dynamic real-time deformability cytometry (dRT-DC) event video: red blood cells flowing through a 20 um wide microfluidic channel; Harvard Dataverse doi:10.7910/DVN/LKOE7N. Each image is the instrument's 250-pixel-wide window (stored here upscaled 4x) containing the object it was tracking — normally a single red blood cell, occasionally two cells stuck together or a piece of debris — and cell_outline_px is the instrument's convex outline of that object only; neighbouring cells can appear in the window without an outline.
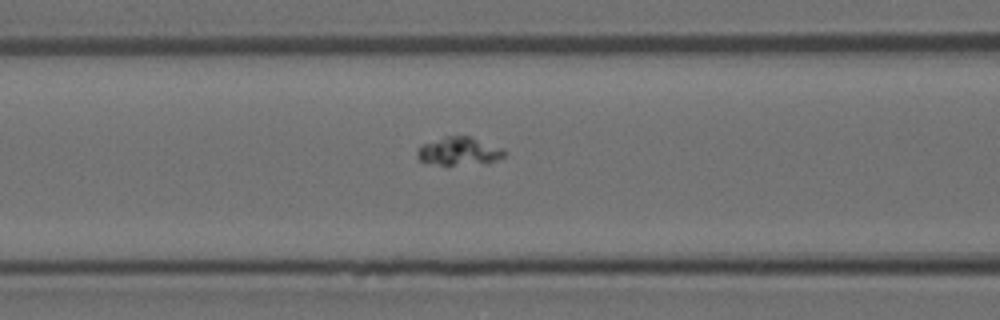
{"species": "Egyptian fruit bat (a non-hibernating species)", "species_latin": "Rousettus aegyptiacus", "temperature_condition": "room temperature", "stored_images_in_passage": 8, "segment_of_instrument_passage": [1, 2], "camera_frame_rate_fps": 3000, "um_per_image_px": 0.085, "animal": {"sex": "female"}, "frame": {"image": 1, "passage_image": 7, "time_ms": 2.0, "image_size_px": [1000, 320], "cell_outline_px": [[508, 152], [504, 156], [496, 160], [452, 164], [440, 164], [420, 160], [416, 156], [416, 152], [424, 144], [444, 136], [472, 136], [504, 148]], "centroid_in_image_um": [39.06, 12.8], "position_along_channel_um": 127.5, "area_um2": 13.81}}